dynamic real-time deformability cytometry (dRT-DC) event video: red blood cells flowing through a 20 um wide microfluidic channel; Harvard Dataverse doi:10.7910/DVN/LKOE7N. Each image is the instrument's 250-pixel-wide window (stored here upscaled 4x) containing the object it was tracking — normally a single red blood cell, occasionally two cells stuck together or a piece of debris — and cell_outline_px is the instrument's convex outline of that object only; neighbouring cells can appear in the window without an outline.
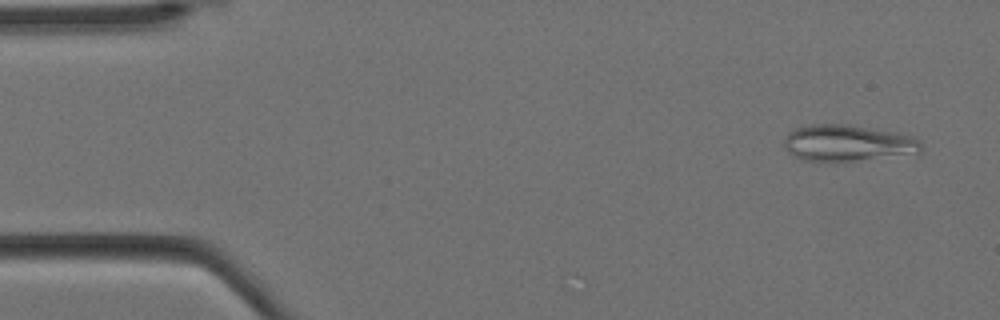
{"species": "Egyptian fruit bat (a non-hibernating species)", "species_latin": "Rousettus aegyptiacus", "temperature_condition": "cold", "stored_images_in_passage": 9, "camera_frame_rate_fps": 3000, "um_per_image_px": 0.085, "animal": {"sex": "female"}, "frame": {"image": 1, "passage_image": 1, "time_ms": 0.0, "image_size_px": [1000, 320], "cell_outline_px": [[920, 152], [844, 164], [836, 164], [808, 160], [796, 156], [788, 152], [784, 148], [784, 136], [788, 132], [796, 128], [812, 124], [844, 124], [900, 132], [912, 136], [920, 144]], "centroid_in_image_um": [72.02, 12.19], "position_along_channel_um": 13.0, "area_um2": 29.82}}
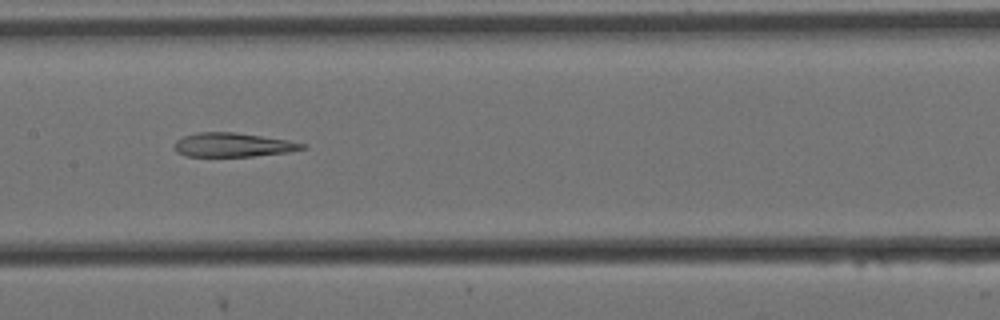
{"frame": {"image": 2, "passage_image": 8, "time_ms": 2.333, "image_size_px": [1000, 320], "cell_outline_px": [[308, 148], [288, 152], [252, 156], [188, 156], [176, 152], [176, 140], [184, 136], [200, 132], [232, 132], [288, 140], [308, 144]], "centroid_in_image_um": [19.86, 12.31], "position_along_channel_um": 187.5, "area_um2": 17.69}}
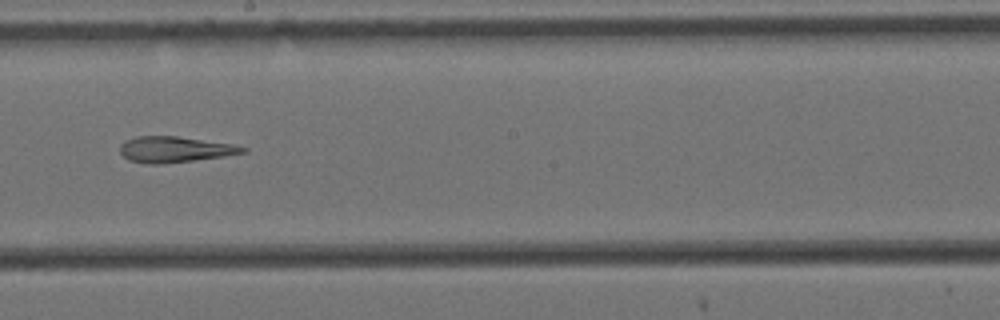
{"frame": {"image": 3, "passage_image": 9, "time_ms": 2.667, "image_size_px": [1000, 320], "cell_outline_px": [[248, 152], [224, 156], [160, 164], [148, 164], [128, 160], [120, 152], [120, 144], [124, 140], [136, 136], [176, 136], [232, 144], [248, 148]], "centroid_in_image_um": [14.83, 12.7], "position_along_channel_um": 233.4, "area_um2": 18.44}}